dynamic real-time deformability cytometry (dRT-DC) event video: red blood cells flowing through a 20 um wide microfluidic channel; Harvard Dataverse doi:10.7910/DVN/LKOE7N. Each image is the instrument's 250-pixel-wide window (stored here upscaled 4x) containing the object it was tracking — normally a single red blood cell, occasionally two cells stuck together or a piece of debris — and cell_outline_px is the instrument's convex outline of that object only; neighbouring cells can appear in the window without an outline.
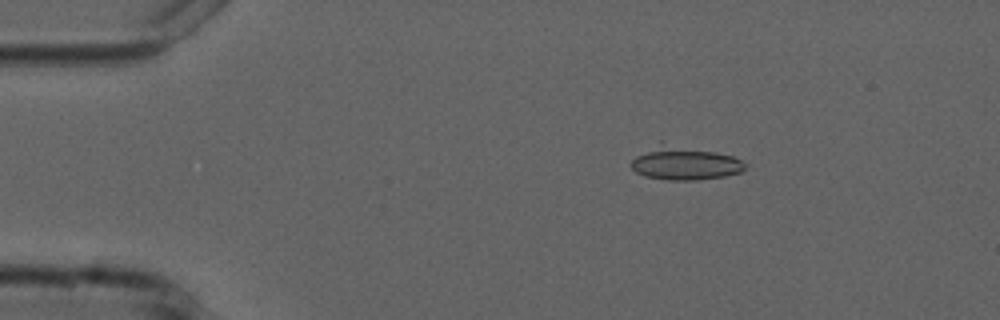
{"species": "common noctule bat (a hibernating species)", "species_latin": "Nyctalus noctula", "temperature_condition": "cold", "stored_images_in_passage": 5, "camera_frame_rate_fps": 3000, "um_per_image_px": 0.085, "animal": {"sex": "male", "forearm_length_mm": 52.5}, "frame": {"image": 1, "passage_image": 3, "time_ms": 2.333, "image_size_px": [1000, 320], "cell_outline_px": [[744, 168], [740, 172], [724, 176], [696, 180], [668, 180], [644, 176], [636, 172], [628, 164], [636, 156], [660, 140], [716, 152], [732, 156], [740, 160], [744, 164]], "centroid_in_image_um": [58.12, 13.84], "position_along_channel_um": 26.9, "area_um2": 22.48}}
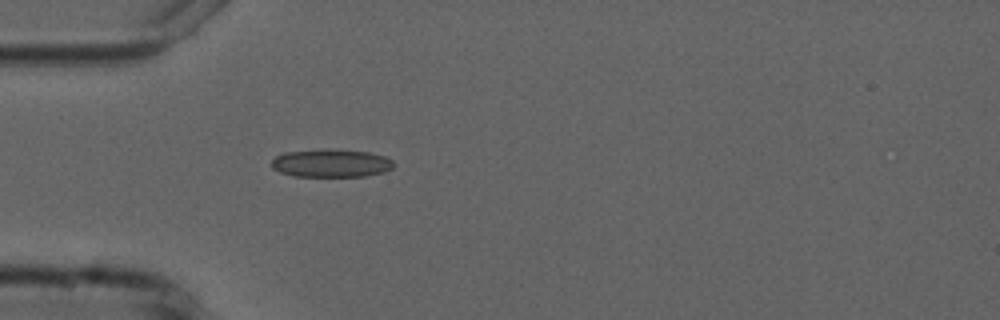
{"frame": {"image": 2, "passage_image": 5, "time_ms": 4.667, "image_size_px": [1000, 320], "cell_outline_px": [[392, 168], [384, 172], [364, 176], [292, 176], [280, 172], [272, 168], [272, 160], [276, 156], [284, 152], [368, 152], [384, 156], [392, 160]], "centroid_in_image_um": [28.13, 13.93], "position_along_channel_um": 56.9, "area_um2": 18.79}}